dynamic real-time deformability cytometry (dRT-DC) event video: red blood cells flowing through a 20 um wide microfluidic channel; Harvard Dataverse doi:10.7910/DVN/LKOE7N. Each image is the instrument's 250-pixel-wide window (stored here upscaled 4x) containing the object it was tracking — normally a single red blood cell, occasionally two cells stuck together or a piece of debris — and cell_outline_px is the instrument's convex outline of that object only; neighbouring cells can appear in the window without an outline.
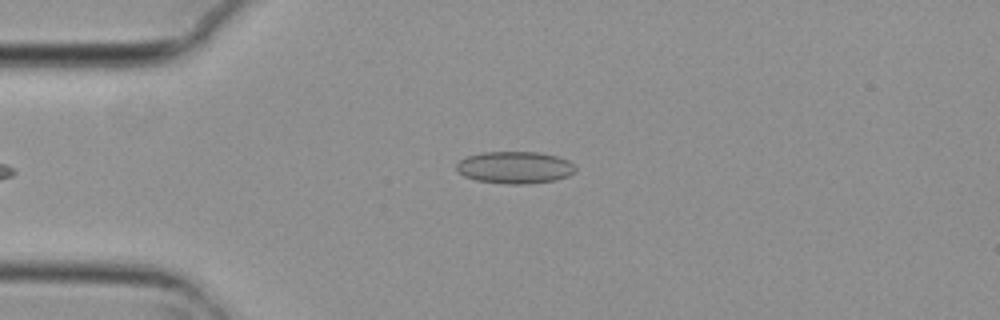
{"species": "common noctule bat (a hibernating species)", "species_latin": "Nyctalus noctula", "temperature_condition": "cold", "stored_images_in_passage": 3, "camera_frame_rate_fps": 3000, "um_per_image_px": 0.085, "animal": {"sex": "female", "body_mass_g": 29.2, "forearm_length_mm": 56.3}, "frame": {"image": 1, "passage_image": 2, "time_ms": 0.333, "image_size_px": [1000, 320], "cell_outline_px": [[576, 172], [568, 176], [556, 180], [528, 184], [504, 184], [476, 180], [464, 176], [456, 172], [456, 164], [460, 160], [468, 156], [484, 152], [536, 152], [556, 156], [568, 160], [576, 168]], "centroid_in_image_um": [43.75, 14.25], "position_along_channel_um": 41.2, "area_um2": 22.37}}